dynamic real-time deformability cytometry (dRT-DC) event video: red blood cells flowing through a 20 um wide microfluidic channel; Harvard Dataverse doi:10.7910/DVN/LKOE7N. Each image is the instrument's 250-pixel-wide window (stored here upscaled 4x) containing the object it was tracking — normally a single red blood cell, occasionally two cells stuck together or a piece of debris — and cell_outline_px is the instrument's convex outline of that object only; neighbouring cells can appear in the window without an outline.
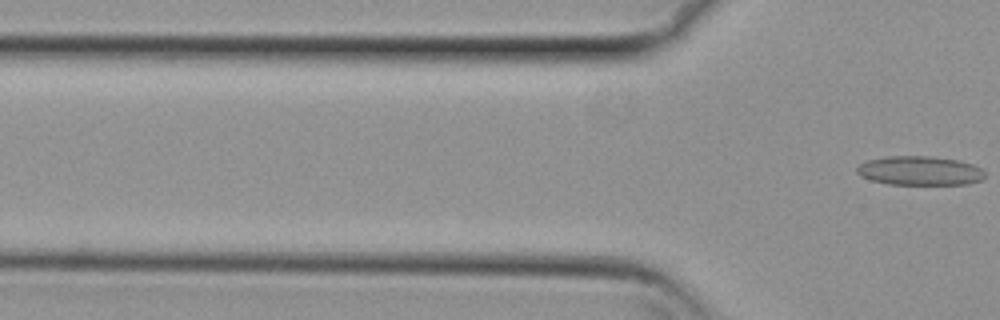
{"species": "common noctule bat (a hibernating species)", "species_latin": "Nyctalus noctula", "temperature_condition": "cold", "stored_images_in_passage": 4, "camera_frame_rate_fps": 3000, "um_per_image_px": 0.085, "animal": {"sex": "female", "body_mass_g": 29.2, "forearm_length_mm": 56.3}, "frame": {"image": 1, "passage_image": 4, "time_ms": 1.0, "image_size_px": [1000, 320], "cell_outline_px": [[984, 176], [980, 180], [968, 184], [888, 184], [872, 180], [860, 176], [856, 172], [856, 168], [860, 164], [868, 160], [888, 156], [928, 156], [960, 160], [972, 164], [980, 168], [984, 172]], "centroid_in_image_um": [78.16, 14.51], "position_along_channel_um": 47.6, "area_um2": 21.62}}